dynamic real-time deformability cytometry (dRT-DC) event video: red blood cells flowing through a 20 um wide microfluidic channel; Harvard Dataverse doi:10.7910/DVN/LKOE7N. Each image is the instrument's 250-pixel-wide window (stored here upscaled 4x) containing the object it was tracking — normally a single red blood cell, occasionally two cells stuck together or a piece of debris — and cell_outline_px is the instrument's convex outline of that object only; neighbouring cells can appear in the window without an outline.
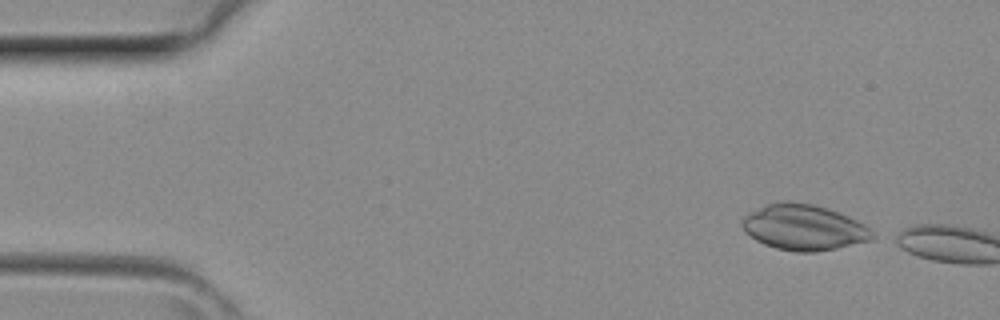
{"species": "common noctule bat (a hibernating species)", "species_latin": "Nyctalus noctula", "temperature_condition": "room temperature", "stored_images_in_passage": 3, "camera_frame_rate_fps": 3000, "um_per_image_px": 0.085, "animal": {"sex": "female", "body_mass_g": 29.2, "forearm_length_mm": 56.3}, "frame": {"image": 1, "passage_image": 1, "time_ms": 0.0, "image_size_px": [1000, 320], "cell_outline_px": [[880, 236], [872, 240], [836, 248], [816, 252], [796, 252], [776, 248], [764, 244], [756, 240], [744, 232], [740, 224], [740, 220], [748, 212], [768, 204], [812, 204], [828, 208], [848, 216], [864, 224]], "centroid_in_image_um": [68.35, 19.37], "position_along_channel_um": 16.6, "area_um2": 34.39}}